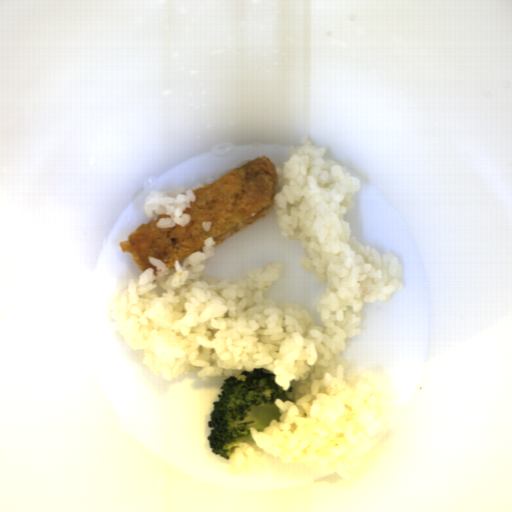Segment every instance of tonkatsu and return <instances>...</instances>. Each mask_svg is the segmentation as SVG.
Segmentation results:
<instances>
[{"label":"tonkatsu","instance_id":"1","mask_svg":"<svg viewBox=\"0 0 512 512\" xmlns=\"http://www.w3.org/2000/svg\"><path fill=\"white\" fill-rule=\"evenodd\" d=\"M278 177L273 161L267 155L258 156L231 169L215 183L193 190L196 201L182 211L190 216L185 226L177 223L174 227H157L160 219L171 218L160 214L132 231L127 241L119 243L120 249L131 253L142 271L152 268L157 275L149 257L171 269L175 261L182 262L193 252H202L206 238L212 237L216 245L267 214ZM202 221H212L209 231L203 230Z\"/></svg>","mask_w":512,"mask_h":512}]
</instances>
